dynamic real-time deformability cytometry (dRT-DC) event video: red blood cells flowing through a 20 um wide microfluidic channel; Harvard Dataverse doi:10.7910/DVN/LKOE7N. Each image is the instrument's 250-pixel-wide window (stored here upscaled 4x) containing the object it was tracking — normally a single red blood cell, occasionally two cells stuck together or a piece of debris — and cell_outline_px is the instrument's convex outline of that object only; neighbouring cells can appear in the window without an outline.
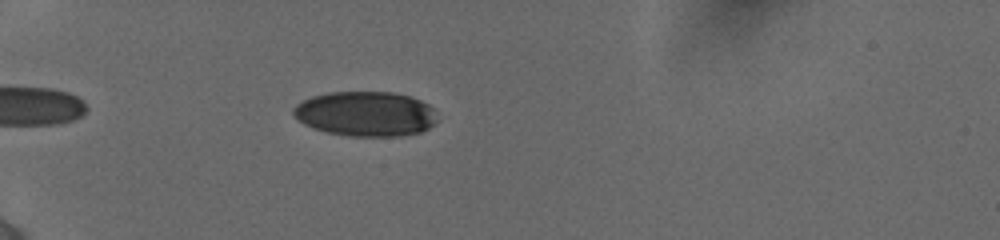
{"species": "human", "species_latin": "Homo sapiens", "temperature_condition": "cold", "stored_images_in_passage": 13, "camera_frame_rate_fps": 3000, "um_per_image_px": 0.085, "donor": {"sex": "female"}, "frame": {"image": 1, "passage_image": 7, "time_ms": 1.667, "image_size_px": [1000, 240], "cell_outline_px": [[436, 120], [428, 128], [420, 132], [400, 136], [348, 136], [328, 132], [312, 128], [304, 124], [292, 112], [292, 108], [296, 104], [312, 96], [328, 92], [392, 92], [408, 96], [420, 100], [428, 104], [432, 108]], "centroid_in_image_um": [31.05, 9.67], "position_along_channel_um": 54.0, "area_um2": 37.4}}
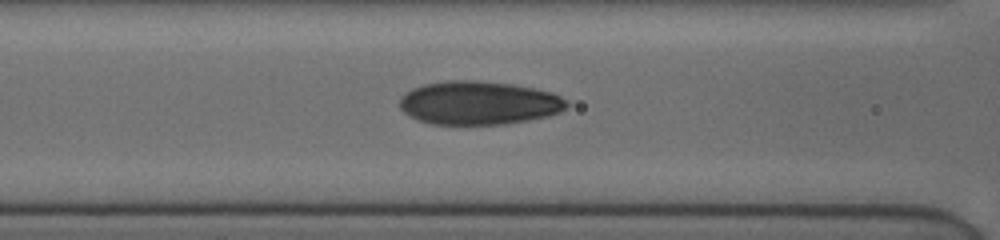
{"frame": {"image": 2, "passage_image": 13, "time_ms": 4.333, "image_size_px": [1000, 240], "cell_outline_px": [[568, 104], [560, 112], [548, 116], [528, 120], [504, 124], [432, 124], [408, 116], [400, 108], [400, 96], [404, 92], [412, 88], [424, 84], [448, 80], [476, 80], [512, 84], [552, 92], [568, 100]], "centroid_in_image_um": [40.68, 8.74], "position_along_channel_um": 125.9, "area_um2": 42.48}}